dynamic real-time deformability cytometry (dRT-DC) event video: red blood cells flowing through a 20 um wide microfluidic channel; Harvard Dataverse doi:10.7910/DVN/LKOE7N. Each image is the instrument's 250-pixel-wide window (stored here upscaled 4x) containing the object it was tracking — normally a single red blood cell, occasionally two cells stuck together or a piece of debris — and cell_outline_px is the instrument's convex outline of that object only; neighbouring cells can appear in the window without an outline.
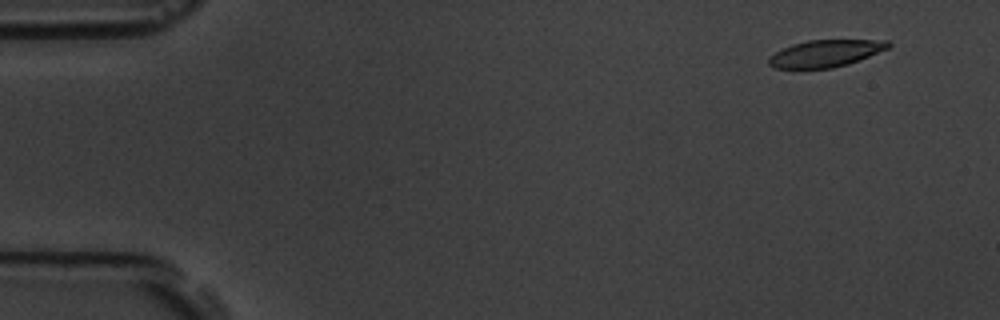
{"species": "common noctule bat (a hibernating species)", "species_latin": "Nyctalus noctula", "temperature_condition": "room temperature", "stored_images_in_passage": 7, "camera_frame_rate_fps": 3000, "um_per_image_px": 0.085, "animal": {"sex": "male", "body_mass_g": 19.5, "forearm_length_mm": 54.6}, "frame": {"image": 1, "passage_image": 1, "time_ms": 0.0, "image_size_px": [1000, 320], "cell_outline_px": [[892, 44], [888, 48], [848, 64], [832, 68], [772, 68], [768, 64], [768, 56], [780, 48], [792, 44], [808, 40], [888, 40]], "centroid_in_image_um": [70.11, 4.53], "position_along_channel_um": 14.9, "area_um2": 18.84}}
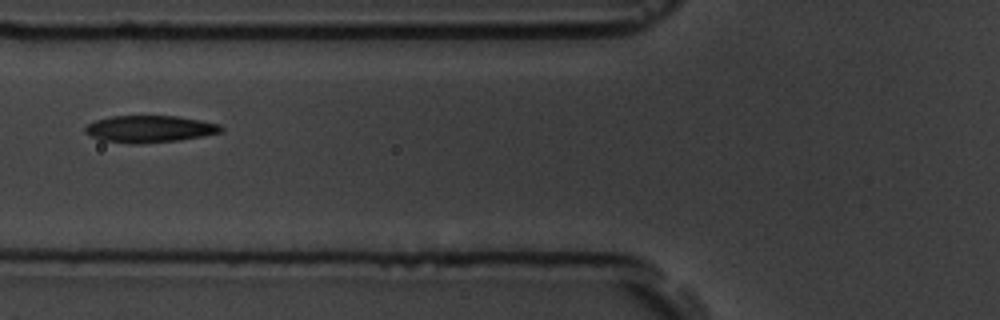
{"frame": {"image": 2, "passage_image": 6, "time_ms": 6.0, "image_size_px": [1000, 320], "cell_outline_px": [[224, 132], [176, 140], [136, 144], [132, 144], [100, 140], [84, 132], [84, 128], [88, 124], [96, 120], [112, 116], [176, 116], [200, 120], [220, 124], [224, 128]], "centroid_in_image_um": [12.71, 10.96], "position_along_channel_um": 113.1, "area_um2": 21.21}}
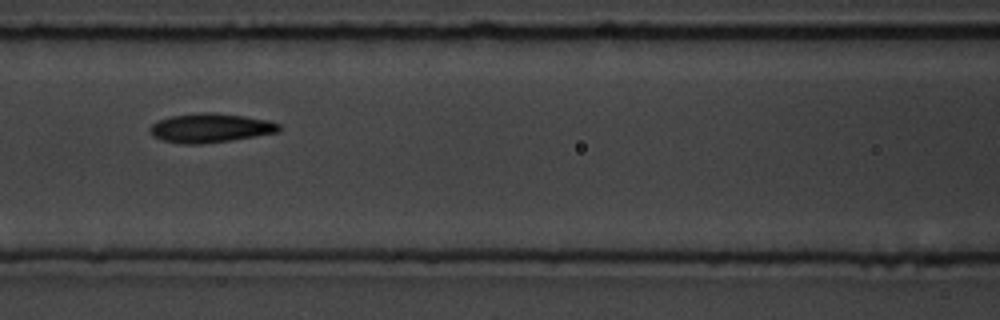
{"frame": {"image": 3, "passage_image": 7, "time_ms": 7.0, "image_size_px": [1000, 320], "cell_outline_px": [[280, 132], [232, 140], [200, 144], [184, 144], [160, 140], [152, 136], [148, 128], [152, 124], [160, 120], [172, 116], [200, 112], [216, 112], [244, 116], [268, 120], [280, 124]], "centroid_in_image_um": [17.88, 10.88], "position_along_channel_um": 148.7, "area_um2": 22.02}}